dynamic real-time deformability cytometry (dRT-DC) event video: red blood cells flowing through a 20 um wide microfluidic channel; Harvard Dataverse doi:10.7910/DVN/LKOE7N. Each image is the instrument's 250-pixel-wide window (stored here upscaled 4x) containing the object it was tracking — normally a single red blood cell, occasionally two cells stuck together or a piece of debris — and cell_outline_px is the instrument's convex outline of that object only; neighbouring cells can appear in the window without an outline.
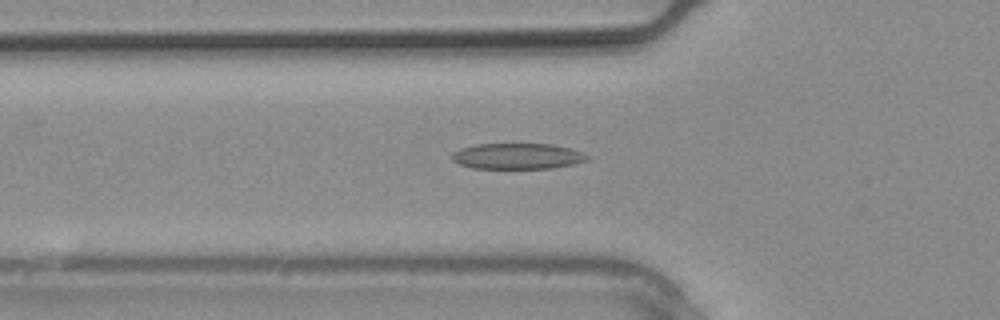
{"species": "common noctule bat (a hibernating species)", "species_latin": "Nyctalus noctula", "temperature_condition": "warm", "stored_images_in_passage": 9, "camera_frame_rate_fps": 3000, "um_per_image_px": 0.085, "animal": {"sex": "male", "body_mass_g": 20.4}, "frame": {"image": 1, "passage_image": 3, "time_ms": 0.667, "image_size_px": [1000, 320], "cell_outline_px": [[592, 156], [588, 160], [576, 164], [552, 168], [472, 168], [460, 164], [452, 160], [452, 152], [460, 148], [476, 144], [552, 144], [568, 148]], "centroid_in_image_um": [43.99, 13.27], "position_along_channel_um": 81.8, "area_um2": 20.4}}